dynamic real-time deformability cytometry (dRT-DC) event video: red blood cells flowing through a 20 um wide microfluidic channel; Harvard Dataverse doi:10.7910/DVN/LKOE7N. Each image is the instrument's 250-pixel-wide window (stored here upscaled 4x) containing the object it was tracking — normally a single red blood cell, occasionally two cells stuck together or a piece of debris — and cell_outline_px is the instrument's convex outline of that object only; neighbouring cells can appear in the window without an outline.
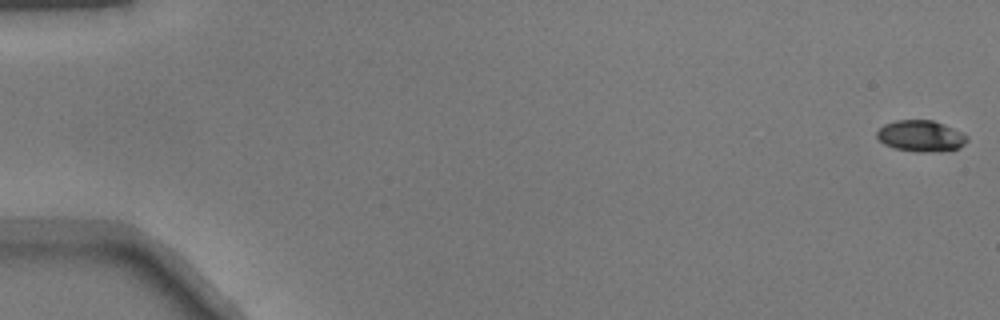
{"species": "common noctule bat (a hibernating species)", "species_latin": "Nyctalus noctula", "temperature_condition": "warm", "stored_images_in_passage": 51, "camera_frame_rate_fps": 3000, "um_per_image_px": 0.085, "animal": {"sex": "male", "body_mass_g": 17.9}, "frame": {"image": 1, "passage_image": 1, "time_ms": 0.0, "image_size_px": [1000, 320], "cell_outline_px": [[968, 140], [960, 148], [928, 152], [916, 152], [896, 148], [884, 144], [876, 136], [876, 132], [884, 124], [896, 120], [932, 120], [944, 124], [968, 136]], "centroid_in_image_um": [78.26, 11.55], "position_along_channel_um": 6.7, "area_um2": 16.3}}
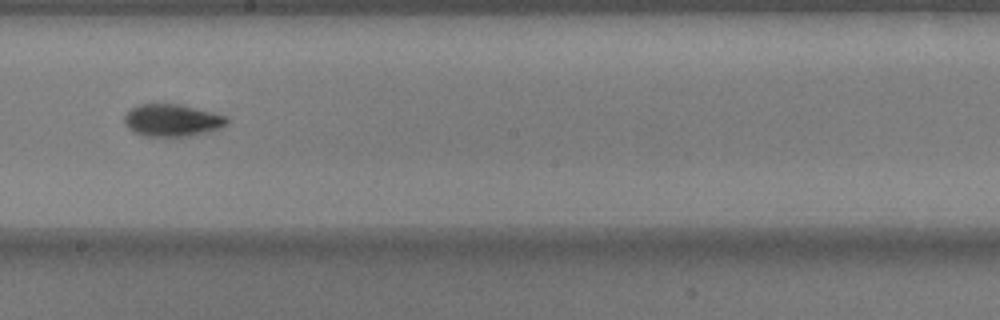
{"frame": {"image": 2, "passage_image": 30, "time_ms": 9.667, "image_size_px": [1000, 320], "cell_outline_px": [[228, 120], [220, 128], [192, 136], [144, 136], [132, 132], [124, 124], [124, 116], [132, 108], [140, 104], [180, 104], [212, 112], [224, 116]], "centroid_in_image_um": [14.58, 10.23], "position_along_channel_um": 233.6, "area_um2": 19.13}}
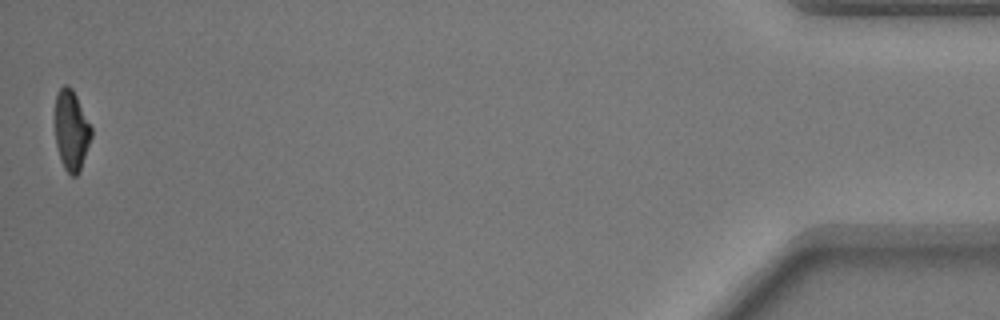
{"frame": {"image": 3, "passage_image": 51, "time_ms": 16.667, "image_size_px": [1000, 320], "cell_outline_px": [[92, 136], [80, 168], [76, 176], [72, 176], [64, 168], [60, 160], [56, 144], [56, 92], [64, 84], [68, 84], [72, 88], [92, 128]], "centroid_in_image_um": [6.06, 11.06], "position_along_channel_um": 429.1, "area_um2": 16.7}}